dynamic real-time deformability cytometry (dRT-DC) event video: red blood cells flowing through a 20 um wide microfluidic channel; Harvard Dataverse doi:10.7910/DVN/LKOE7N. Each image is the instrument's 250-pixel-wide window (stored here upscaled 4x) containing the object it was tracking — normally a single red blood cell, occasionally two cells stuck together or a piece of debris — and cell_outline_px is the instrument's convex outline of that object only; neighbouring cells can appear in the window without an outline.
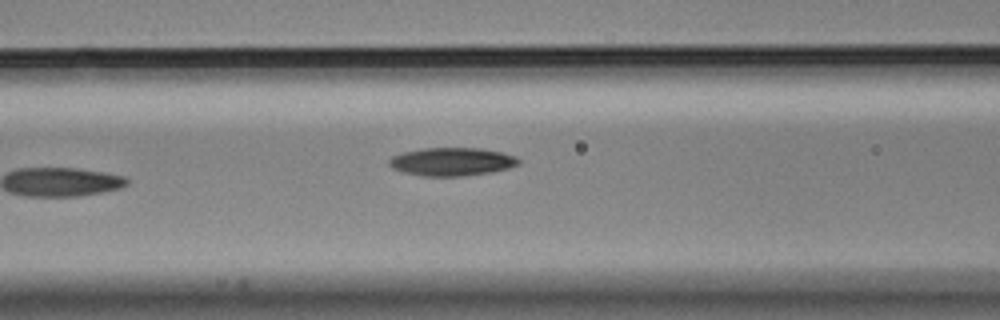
{"species": "Egyptian fruit bat (a non-hibernating species)", "species_latin": "Rousettus aegyptiacus", "temperature_condition": "cold", "stored_images_in_passage": 5, "camera_frame_rate_fps": 3000, "um_per_image_px": 0.085, "animal": {"sex": "male"}, "frame": {"image": 1, "passage_image": 5, "time_ms": 1.333, "image_size_px": [1000, 320], "cell_outline_px": [[520, 164], [508, 168], [492, 172], [460, 176], [424, 176], [404, 172], [392, 168], [388, 164], [388, 160], [392, 156], [404, 152], [424, 148], [480, 148], [500, 152], [516, 156], [520, 160]], "centroid_in_image_um": [38.41, 13.74], "position_along_channel_um": 128.2, "area_um2": 21.21}}